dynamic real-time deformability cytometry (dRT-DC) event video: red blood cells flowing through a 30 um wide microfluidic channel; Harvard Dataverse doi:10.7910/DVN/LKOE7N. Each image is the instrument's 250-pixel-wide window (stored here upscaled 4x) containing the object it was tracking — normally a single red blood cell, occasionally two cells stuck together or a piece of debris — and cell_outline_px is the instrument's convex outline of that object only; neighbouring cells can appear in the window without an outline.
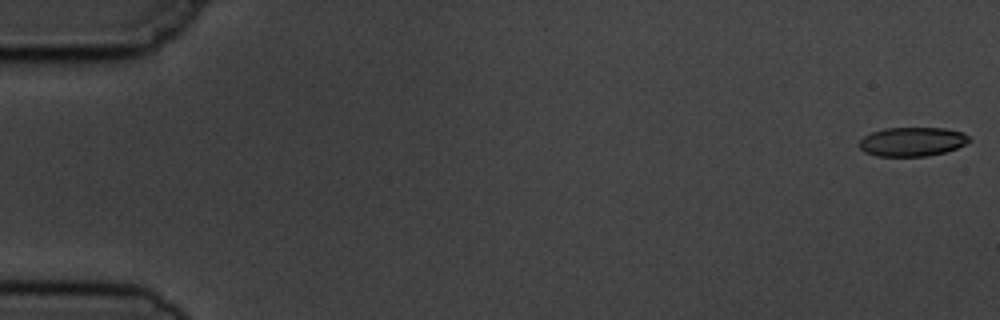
{"species": "common noctule bat (a hibernating species)", "species_latin": "Nyctalus noctula", "temperature_condition": "cold", "stored_images_in_passage": 5, "camera_frame_rate_fps": 3000, "um_per_image_px": 0.085, "animal": {"sex": "male", "body_mass_g": 19.5, "forearm_length_mm": 54.6}, "frame": {"image": 1, "passage_image": 1, "time_ms": 0.0, "image_size_px": [1000, 320], "cell_outline_px": [[972, 140], [956, 148], [944, 152], [928, 156], [876, 156], [864, 152], [860, 148], [860, 140], [864, 136], [872, 132], [884, 128], [944, 128], [964, 132]], "centroid_in_image_um": [77.54, 12.04], "position_along_channel_um": 7.5, "area_um2": 18.61}}
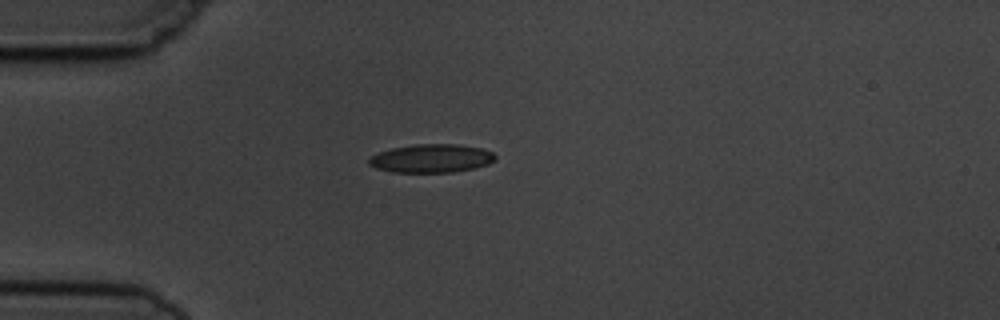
{"frame": {"image": 2, "passage_image": 5, "time_ms": 4.667, "image_size_px": [1000, 320], "cell_outline_px": [[496, 156], [488, 164], [472, 168], [452, 172], [392, 172], [376, 168], [368, 164], [368, 160], [372, 156], [380, 152], [392, 148], [416, 144], [456, 144], [480, 148], [492, 152]], "centroid_in_image_um": [36.64, 13.46], "position_along_channel_um": 48.4, "area_um2": 20.63}}